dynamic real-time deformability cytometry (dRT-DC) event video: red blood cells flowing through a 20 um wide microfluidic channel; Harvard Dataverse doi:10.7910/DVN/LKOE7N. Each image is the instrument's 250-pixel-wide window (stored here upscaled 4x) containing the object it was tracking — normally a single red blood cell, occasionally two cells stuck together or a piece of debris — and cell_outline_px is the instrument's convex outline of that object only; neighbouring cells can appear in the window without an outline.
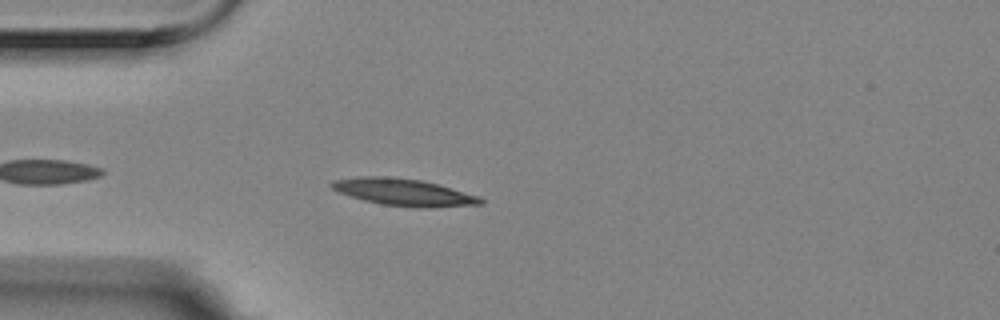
{"species": "Egyptian fruit bat (a non-hibernating species)", "species_latin": "Rousettus aegyptiacus", "temperature_condition": "room temperature", "stored_images_in_passage": 4, "camera_frame_rate_fps": 3000, "um_per_image_px": 0.085, "animal": {"sex": "female"}, "frame": {"image": 1, "passage_image": 4, "time_ms": 1.0, "image_size_px": [1000, 320], "cell_outline_px": [[484, 204], [432, 208], [420, 208], [380, 204], [364, 200], [340, 192], [332, 188], [328, 184], [332, 180], [364, 176], [384, 176], [420, 180], [436, 184], [480, 196], [484, 200]], "centroid_in_image_um": [34.34, 16.35], "position_along_channel_um": 50.7, "area_um2": 23.35}}